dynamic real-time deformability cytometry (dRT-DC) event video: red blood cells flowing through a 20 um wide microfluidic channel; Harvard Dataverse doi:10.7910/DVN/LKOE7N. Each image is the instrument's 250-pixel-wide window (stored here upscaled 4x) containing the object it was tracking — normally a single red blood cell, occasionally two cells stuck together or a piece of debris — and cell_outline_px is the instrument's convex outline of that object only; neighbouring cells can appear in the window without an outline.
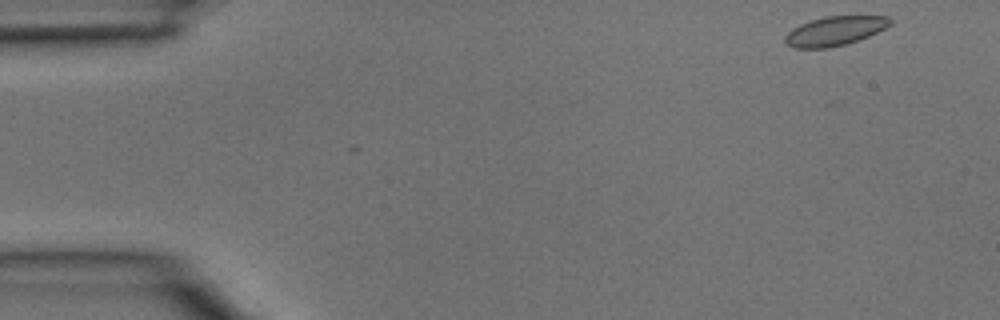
{"species": "common noctule bat (a hibernating species)", "species_latin": "Nyctalus noctula", "temperature_condition": "room temperature", "stored_images_in_passage": 3, "camera_frame_rate_fps": 3000, "um_per_image_px": 0.085, "animal": {"sex": "male", "body_mass_g": 15.6}, "frame": {"image": 1, "passage_image": 1, "time_ms": 0.0, "image_size_px": [1000, 320], "cell_outline_px": [[892, 24], [860, 40], [848, 44], [828, 48], [792, 48], [784, 44], [784, 36], [792, 28], [808, 20], [824, 16], [888, 16], [892, 20]], "centroid_in_image_um": [70.91, 2.64], "position_along_channel_um": 14.1, "area_um2": 18.21}}